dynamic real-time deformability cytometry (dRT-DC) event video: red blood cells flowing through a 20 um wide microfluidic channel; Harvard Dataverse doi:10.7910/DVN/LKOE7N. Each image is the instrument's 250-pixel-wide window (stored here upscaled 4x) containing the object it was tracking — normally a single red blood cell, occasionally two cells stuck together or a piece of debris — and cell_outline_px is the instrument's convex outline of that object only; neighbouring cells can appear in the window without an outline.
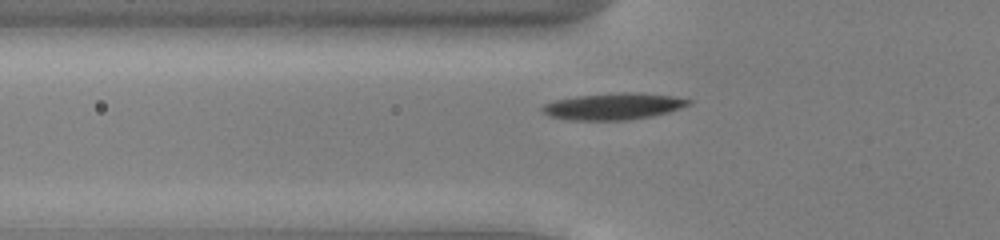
{"species": "common noctule bat (a hibernating species)", "species_latin": "Nyctalus noctula", "temperature_condition": "cold", "stored_images_in_passage": 45, "camera_frame_rate_fps": 3000, "um_per_image_px": 0.085, "animal": {"sex": "male", "body_mass_g": 13.0, "forearm_length_mm": 53.1}, "frame": {"image": 1, "passage_image": 11, "time_ms": 3.333, "image_size_px": [1000, 240], "cell_outline_px": [[692, 104], [668, 112], [652, 116], [628, 120], [568, 120], [548, 116], [540, 112], [540, 108], [544, 104], [556, 100], [576, 96], [624, 92], [632, 92], [672, 96], [692, 100]], "centroid_in_image_um": [52.1, 9.05], "position_along_channel_um": 73.7, "area_um2": 22.72}}
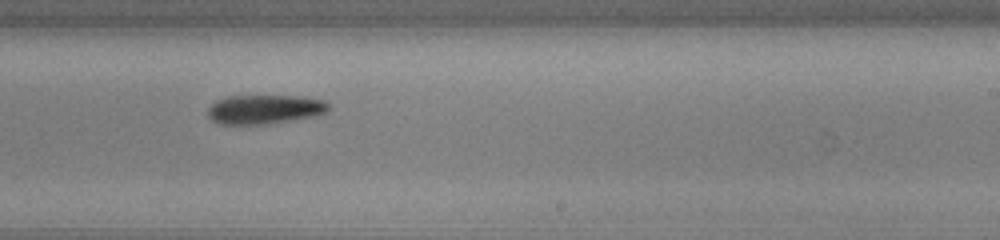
{"frame": {"image": 2, "passage_image": 26, "time_ms": 8.333, "image_size_px": [1000, 240], "cell_outline_px": [[332, 108], [328, 112], [316, 116], [292, 120], [264, 124], [220, 124], [212, 120], [208, 116], [208, 108], [216, 100], [228, 96], [304, 96], [324, 100], [332, 104]], "centroid_in_image_um": [22.57, 9.28], "position_along_channel_um": 266.4, "area_um2": 20.81}}
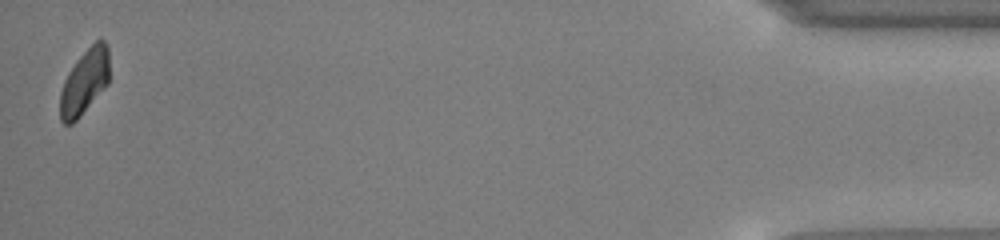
{"frame": {"image": 3, "passage_image": 45, "time_ms": 14.667, "image_size_px": [1000, 240], "cell_outline_px": [[108, 84], [80, 116], [72, 124], [64, 124], [60, 120], [60, 92], [64, 80], [68, 72], [76, 60], [96, 40], [104, 40], [108, 48]], "centroid_in_image_um": [7.16, 6.97], "position_along_channel_um": 428.0, "area_um2": 18.55}, "authors_computed_cell_mechanics": {"area_um2": 20.6346, "velocity_mm_per_s": 3.8758, "shape_relaxation_time_tau1_ms": 1.7507, "shape_relaxation_time_tau2_ms": null, "deformation_change_tau1": 0.0965, "deformation_change_tau2": null}}